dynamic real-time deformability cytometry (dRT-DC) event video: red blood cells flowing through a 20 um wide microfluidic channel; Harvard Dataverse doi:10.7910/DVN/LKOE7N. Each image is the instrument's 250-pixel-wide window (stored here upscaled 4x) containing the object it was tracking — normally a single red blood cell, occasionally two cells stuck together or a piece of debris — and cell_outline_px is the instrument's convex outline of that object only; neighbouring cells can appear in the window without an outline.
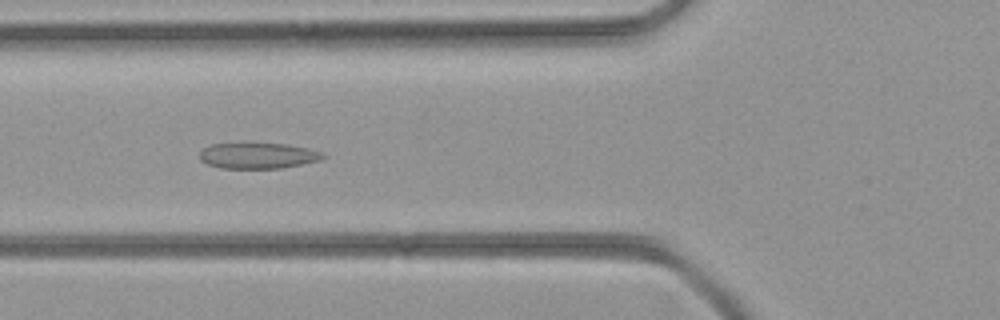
{"species": "common noctule bat (a hibernating species)", "species_latin": "Nyctalus noctula", "temperature_condition": "room temperature", "stored_images_in_passage": 44, "segment_of_instrument_passage": [1, 2], "camera_frame_rate_fps": 3000, "um_per_image_px": 0.085, "animal": {"sex": "female", "body_mass_g": 21.9}, "frame": {"image": 1, "passage_image": 16, "time_ms": 5.0, "image_size_px": [1000, 320], "cell_outline_px": [[324, 160], [280, 168], [220, 168], [208, 164], [200, 160], [200, 152], [204, 148], [212, 144], [244, 140], [288, 144], [308, 148], [324, 152]], "centroid_in_image_um": [21.93, 13.18], "position_along_channel_um": 103.9, "area_um2": 19.54}}
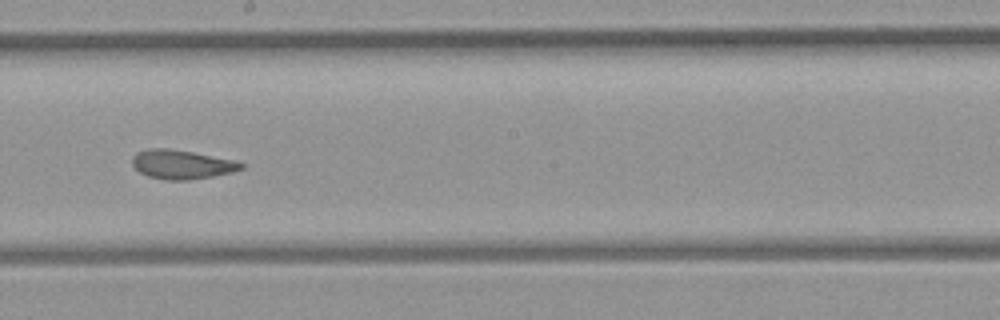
{"frame": {"image": 2, "passage_image": 24, "time_ms": 7.667, "image_size_px": [1000, 320], "cell_outline_px": [[244, 168], [212, 176], [184, 180], [168, 180], [148, 176], [140, 172], [132, 164], [132, 156], [136, 152], [148, 148], [168, 148], [192, 152], [236, 160], [244, 164]], "centroid_in_image_um": [15.41, 13.96], "position_along_channel_um": 232.8, "area_um2": 18.26}}
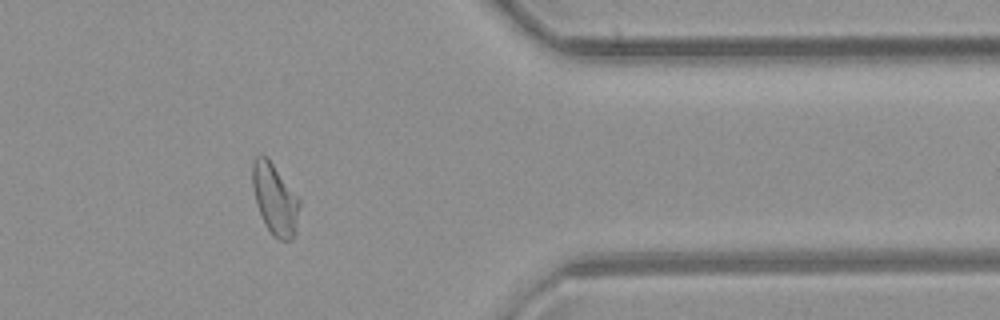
{"frame": {"image": 3, "passage_image": 35, "time_ms": 11.333, "image_size_px": [1000, 320], "cell_outline_px": [[300, 204], [296, 232], [292, 240], [280, 240], [272, 236], [264, 224], [256, 204], [252, 184], [252, 164], [256, 156], [268, 156], [300, 200]], "centroid_in_image_um": [23.36, 16.95], "position_along_channel_um": 388.0, "area_um2": 19.65}}